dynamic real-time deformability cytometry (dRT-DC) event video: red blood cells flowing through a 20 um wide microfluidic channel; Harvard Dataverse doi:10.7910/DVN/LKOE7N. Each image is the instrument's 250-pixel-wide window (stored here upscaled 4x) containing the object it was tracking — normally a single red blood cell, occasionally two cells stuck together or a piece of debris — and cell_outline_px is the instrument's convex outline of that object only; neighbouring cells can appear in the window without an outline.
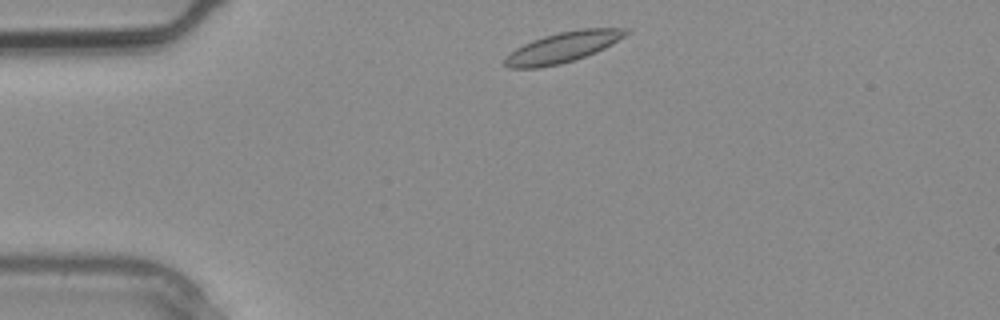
{"species": "common noctule bat (a hibernating species)", "species_latin": "Nyctalus noctula", "temperature_condition": "warm", "stored_images_in_passage": 2, "camera_frame_rate_fps": 3000, "um_per_image_px": 0.085, "animal": {"sex": "male", "body_mass_g": 20.4}, "frame": {"image": 1, "passage_image": 1, "time_ms": 0.0, "image_size_px": [1000, 320], "cell_outline_px": [[632, 32], [612, 44], [596, 52], [576, 60], [560, 64], [540, 68], [508, 68], [504, 64], [504, 60], [516, 48], [532, 40], [544, 36], [560, 32], [580, 28], [628, 28]], "centroid_in_image_um": [47.89, 4.01], "position_along_channel_um": 37.1, "area_um2": 21.56}}